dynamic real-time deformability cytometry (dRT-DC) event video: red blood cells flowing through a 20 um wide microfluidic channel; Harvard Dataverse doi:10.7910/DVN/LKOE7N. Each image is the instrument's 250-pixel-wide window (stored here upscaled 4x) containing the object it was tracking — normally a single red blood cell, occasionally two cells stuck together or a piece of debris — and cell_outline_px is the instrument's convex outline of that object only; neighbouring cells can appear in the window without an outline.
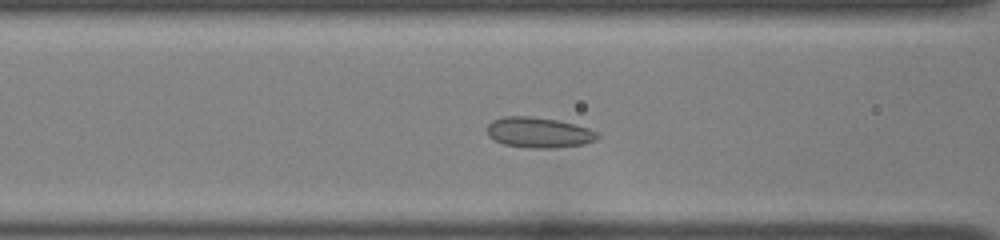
{"species": "common noctule bat (a hibernating species)", "species_latin": "Nyctalus noctula", "temperature_condition": "room temperature", "stored_images_in_passage": 35, "camera_frame_rate_fps": 3000, "um_per_image_px": 0.085, "animal": {"sex": "female", "body_mass_g": 22.0, "forearm_length_mm": 56.7}, "frame": {"image": 1, "passage_image": 7, "time_ms": 2.0, "image_size_px": [1000, 240], "cell_outline_px": [[600, 136], [596, 140], [584, 144], [552, 148], [528, 148], [504, 144], [488, 136], [488, 124], [492, 120], [504, 116], [528, 116], [556, 120], [576, 124], [588, 128], [596, 132]], "centroid_in_image_um": [45.8, 11.26], "position_along_channel_um": 120.8, "area_um2": 19.54}}
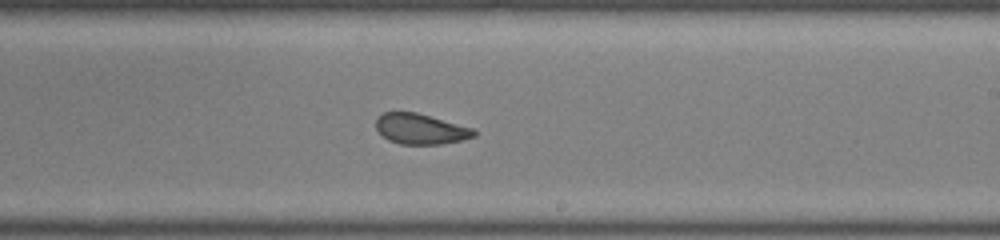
{"frame": {"image": 2, "passage_image": 17, "time_ms": 5.333, "image_size_px": [1000, 240], "cell_outline_px": [[476, 136], [464, 140], [440, 144], [400, 144], [388, 140], [376, 128], [376, 120], [384, 112], [416, 112], [472, 128], [476, 132]], "centroid_in_image_um": [35.76, 10.97], "position_along_channel_um": 253.2, "area_um2": 17.22}}
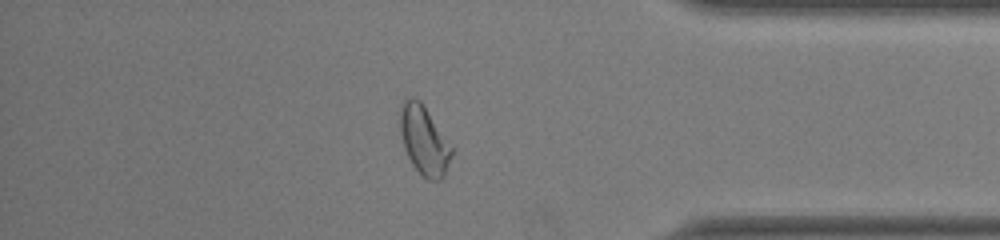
{"frame": {"image": 3, "passage_image": 29, "time_ms": 9.333, "image_size_px": [1000, 240], "cell_outline_px": [[452, 156], [444, 176], [440, 180], [428, 180], [412, 164], [404, 148], [400, 132], [400, 108], [404, 100], [408, 96], [412, 96], [420, 100], [452, 148]], "centroid_in_image_um": [36.02, 11.92], "position_along_channel_um": 399.2, "area_um2": 20.35}, "authors_computed_cell_mechanics": {"area_um2": 18.4382, "velocity_mm_per_s": 3.9881, "shape_relaxation_time_tau1_ms": null, "shape_relaxation_time_tau2_ms": 0.8516, "deformation_change_tau1": null, "deformation_change_tau2": 0.0616}}